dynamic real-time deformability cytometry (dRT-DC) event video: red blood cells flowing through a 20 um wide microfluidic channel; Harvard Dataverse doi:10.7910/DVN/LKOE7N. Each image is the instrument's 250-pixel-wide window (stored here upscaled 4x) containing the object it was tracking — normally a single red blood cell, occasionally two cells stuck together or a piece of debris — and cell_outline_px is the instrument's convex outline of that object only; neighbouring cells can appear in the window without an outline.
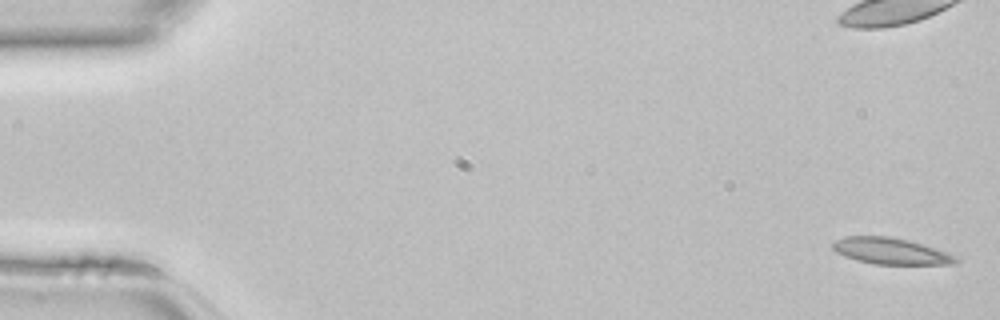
{"species": "common noctule bat (a hibernating species)", "species_latin": "Nyctalus noctula", "temperature_condition": "room temperature", "stored_images_in_passage": 11, "camera_frame_rate_fps": 3000, "um_per_image_px": 0.085, "animal": {"sex": "female", "body_mass_g": 22.7, "forearm_length_mm": 54.2}, "frame": {"image": 1, "passage_image": 1, "time_ms": 0.0, "image_size_px": [1000, 320], "cell_outline_px": [[960, 260], [956, 264], [872, 264], [856, 260], [844, 256], [836, 252], [832, 248], [832, 244], [836, 240], [844, 236], [888, 236], [908, 240], [936, 248], [956, 256]], "centroid_in_image_um": [75.71, 21.34], "position_along_channel_um": 9.3, "area_um2": 18.96}}